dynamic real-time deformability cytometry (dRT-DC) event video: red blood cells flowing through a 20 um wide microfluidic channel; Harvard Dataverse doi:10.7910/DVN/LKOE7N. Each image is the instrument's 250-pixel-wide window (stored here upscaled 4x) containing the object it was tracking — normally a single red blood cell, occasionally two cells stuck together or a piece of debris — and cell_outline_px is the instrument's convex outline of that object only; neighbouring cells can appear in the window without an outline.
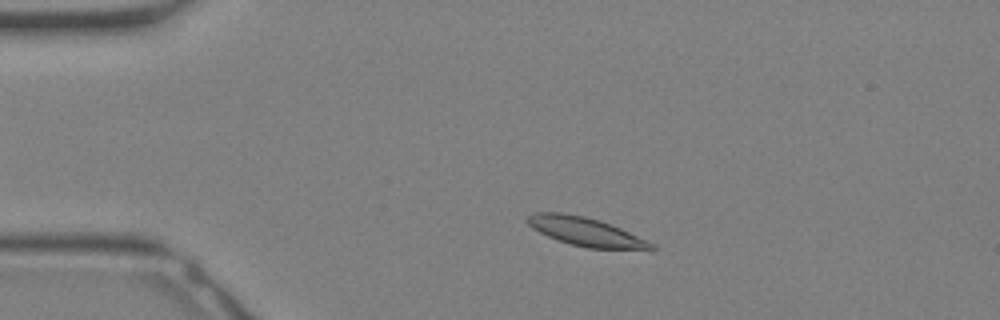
{"species": "Egyptian fruit bat (a non-hibernating species)", "species_latin": "Rousettus aegyptiacus", "temperature_condition": "warm", "stored_images_in_passage": 30, "camera_frame_rate_fps": 3000, "um_per_image_px": 0.085, "animal": {"sex": "female"}, "frame": {"image": 1, "passage_image": 4, "time_ms": 1.0, "image_size_px": [1000, 320], "cell_outline_px": [[656, 248], [652, 252], [588, 248], [556, 240], [532, 228], [524, 220], [528, 216], [536, 212], [560, 212], [584, 216], [600, 220], [620, 228], [656, 244]], "centroid_in_image_um": [49.9, 19.74], "position_along_channel_um": 35.1, "area_um2": 21.27}}
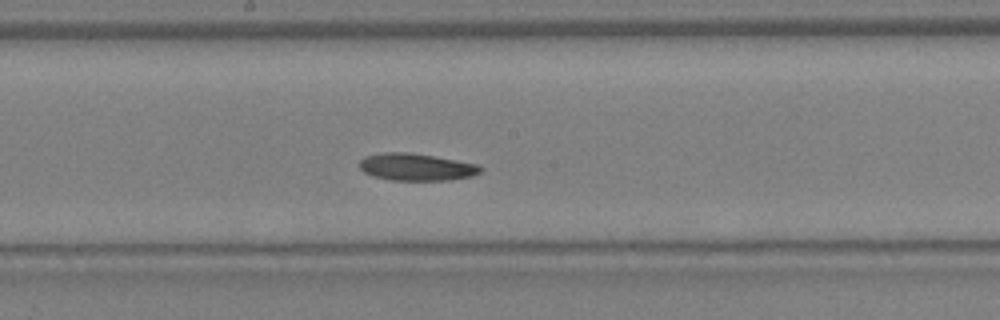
{"frame": {"image": 2, "passage_image": 15, "time_ms": 4.667, "image_size_px": [1000, 320], "cell_outline_px": [[484, 168], [480, 172], [472, 176], [448, 180], [388, 180], [372, 176], [364, 172], [360, 168], [360, 160], [364, 156], [384, 152], [408, 152], [480, 164]], "centroid_in_image_um": [35.39, 14.2], "position_along_channel_um": 212.8, "area_um2": 19.25}}
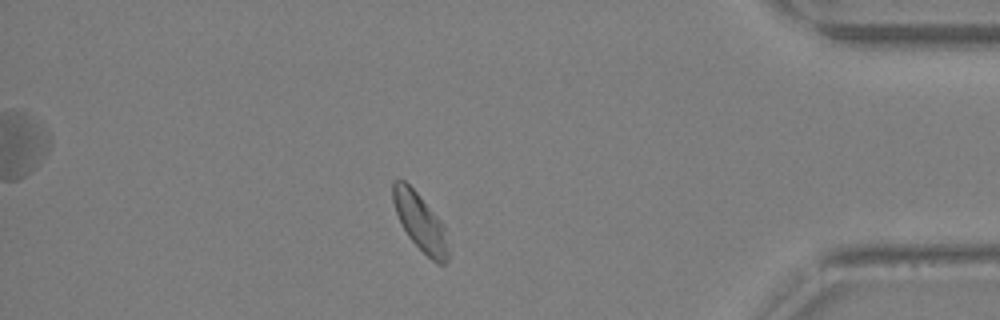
{"frame": {"image": 3, "passage_image": 26, "time_ms": 8.333, "image_size_px": [1000, 320], "cell_outline_px": [[448, 260], [444, 264], [436, 264], [408, 236], [396, 212], [392, 200], [392, 180], [404, 180], [416, 192], [444, 224], [448, 252]], "centroid_in_image_um": [35.71, 18.87], "position_along_channel_um": 399.5, "area_um2": 18.09}}